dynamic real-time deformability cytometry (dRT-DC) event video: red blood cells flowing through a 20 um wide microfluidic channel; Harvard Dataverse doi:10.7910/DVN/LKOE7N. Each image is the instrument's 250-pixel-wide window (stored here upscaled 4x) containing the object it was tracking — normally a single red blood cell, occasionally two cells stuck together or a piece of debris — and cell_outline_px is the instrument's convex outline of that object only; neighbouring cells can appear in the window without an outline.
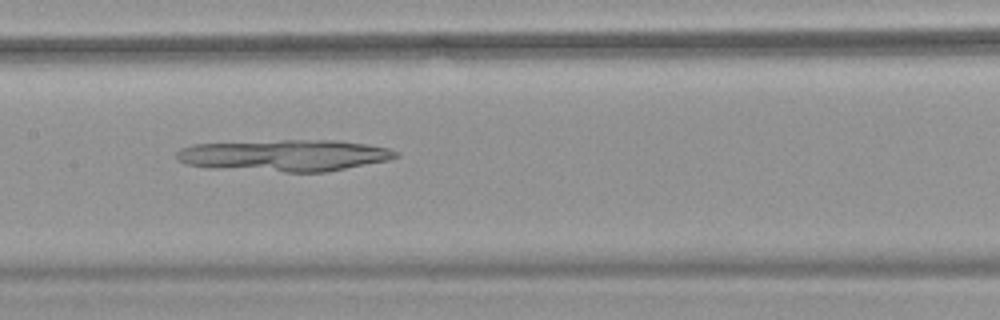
{"species": "common noctule bat (a hibernating species)", "species_latin": "Nyctalus noctula", "temperature_condition": "warm", "stored_images_in_passage": 53, "camera_frame_rate_fps": 3000, "um_per_image_px": 0.085, "animal": {"sex": "female", "body_mass_g": 18.4}, "frame": {"image": 1, "passage_image": 27, "time_ms": 8.667, "image_size_px": [1000, 320], "cell_outline_px": [[400, 156], [388, 160], [328, 172], [284, 172], [216, 168], [184, 164], [176, 160], [176, 152], [180, 148], [192, 144], [280, 140], [336, 140], [368, 144], [388, 148], [400, 152]], "centroid_in_image_um": [24.2, 13.21], "position_along_channel_um": 183.2, "area_um2": 40.75}}
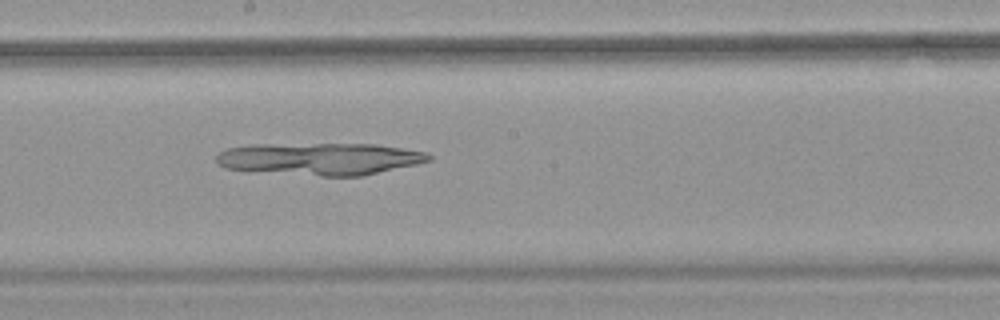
{"frame": {"image": 2, "passage_image": 30, "time_ms": 9.667, "image_size_px": [1000, 320], "cell_outline_px": [[432, 160], [416, 164], [360, 176], [320, 176], [224, 168], [216, 164], [216, 156], [220, 152], [228, 148], [252, 144], [376, 144], [424, 152], [432, 156]], "centroid_in_image_um": [27.17, 13.49], "position_along_channel_um": 221.0, "area_um2": 39.59}}
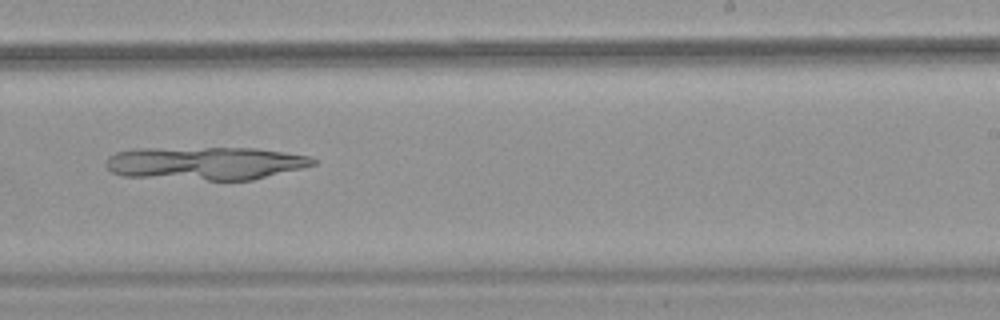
{"frame": {"image": 3, "passage_image": 34, "time_ms": 11.0, "image_size_px": [1000, 320], "cell_outline_px": [[316, 164], [252, 180], [208, 180], [124, 176], [112, 172], [104, 164], [108, 156], [116, 152], [132, 148], [256, 148], [284, 152], [308, 156], [316, 160]], "centroid_in_image_um": [17.41, 13.87], "position_along_channel_um": 271.6, "area_um2": 39.94}}